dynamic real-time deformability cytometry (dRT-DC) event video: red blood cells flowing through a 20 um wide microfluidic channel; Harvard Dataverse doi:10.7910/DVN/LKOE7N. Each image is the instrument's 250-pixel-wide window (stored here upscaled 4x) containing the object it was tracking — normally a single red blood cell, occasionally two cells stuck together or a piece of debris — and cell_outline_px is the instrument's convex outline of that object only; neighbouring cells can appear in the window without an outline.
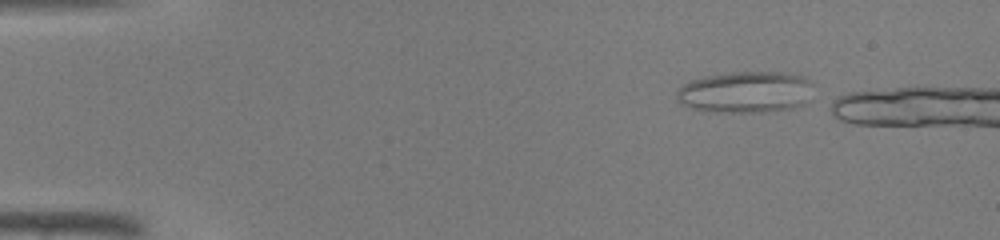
{"species": "common noctule bat (a hibernating species)", "species_latin": "Nyctalus noctula", "temperature_condition": "warm", "stored_images_in_passage": 9, "camera_frame_rate_fps": 3000, "um_per_image_px": 0.085, "animal": {"sex": "male", "body_mass_g": 19.0, "forearm_length_mm": 50.8}, "frame": {"image": 1, "passage_image": 2, "time_ms": 0.333, "image_size_px": [1000, 240], "cell_outline_px": [[812, 84], [808, 100], [804, 104], [792, 108], [764, 112], [716, 112], [692, 108], [676, 100], [676, 92], [684, 84], [692, 80], [704, 76], [732, 72], [780, 72], [804, 76]], "centroid_in_image_um": [63.37, 7.83], "position_along_channel_um": 21.6, "area_um2": 33.0}}